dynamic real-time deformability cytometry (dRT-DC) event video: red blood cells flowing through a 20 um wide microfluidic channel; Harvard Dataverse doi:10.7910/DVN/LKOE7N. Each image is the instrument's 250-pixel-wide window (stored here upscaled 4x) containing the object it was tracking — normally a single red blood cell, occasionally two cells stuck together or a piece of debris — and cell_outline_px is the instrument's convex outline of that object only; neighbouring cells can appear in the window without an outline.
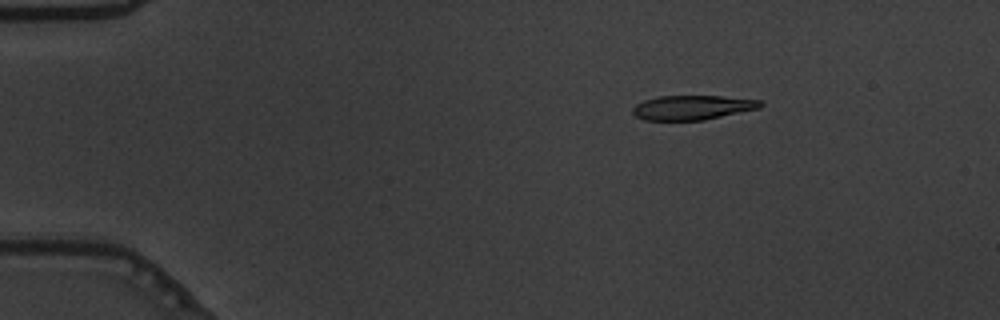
{"species": "common noctule bat (a hibernating species)", "species_latin": "Nyctalus noctula", "temperature_condition": "warm", "stored_images_in_passage": 52, "camera_frame_rate_fps": 3000, "um_per_image_px": 0.085, "animal": {"sex": "male", "body_mass_g": 19.5, "forearm_length_mm": 54.6}, "frame": {"image": 1, "passage_image": 6, "time_ms": 1.667, "image_size_px": [1000, 320], "cell_outline_px": [[764, 104], [760, 108], [704, 120], [644, 120], [636, 116], [632, 112], [632, 108], [636, 104], [644, 100], [660, 96], [724, 96], [764, 100]], "centroid_in_image_um": [58.9, 9.13], "position_along_channel_um": 26.1, "area_um2": 18.32}}
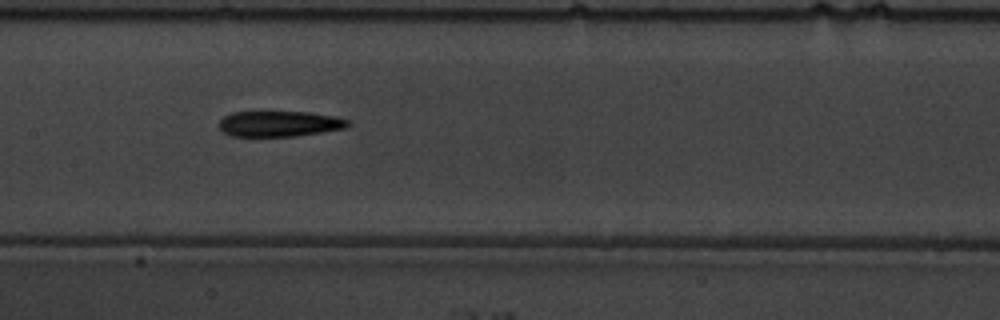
{"frame": {"image": 2, "passage_image": 25, "time_ms": 8.0, "image_size_px": [1000, 320], "cell_outline_px": [[352, 124], [344, 128], [296, 136], [232, 136], [224, 132], [216, 124], [224, 116], [232, 112], [308, 112], [332, 116], [348, 120]], "centroid_in_image_um": [23.71, 10.52], "position_along_channel_um": 183.7, "area_um2": 19.13}}
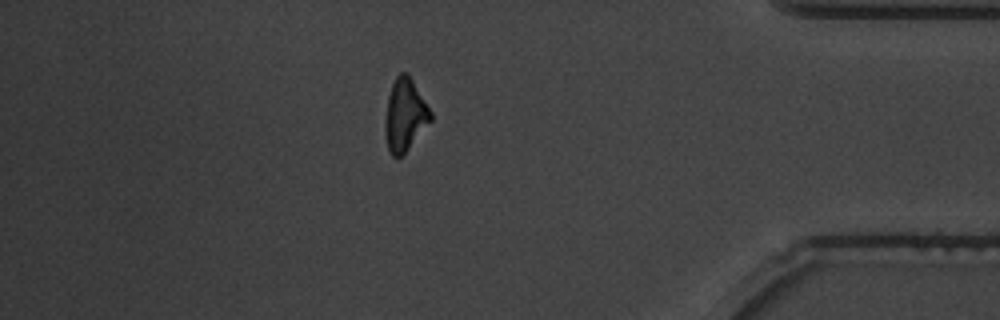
{"frame": {"image": 3, "passage_image": 45, "time_ms": 14.667, "image_size_px": [1000, 320], "cell_outline_px": [[432, 120], [408, 148], [396, 160], [392, 156], [388, 148], [384, 136], [384, 124], [388, 96], [392, 84], [396, 76], [400, 72], [408, 72], [432, 112]], "centroid_in_image_um": [34.4, 9.76], "position_along_channel_um": 400.8, "area_um2": 19.31}, "authors_computed_cell_mechanics": {"area_um2": 19.3919, "velocity_mm_per_s": 3.7392, "shape_relaxation_time_tau1_ms": 2.4645, "shape_relaxation_time_tau2_ms": 8.7367, "deformation_change_tau1": 0.1625, "deformation_change_tau2": 0.2293}}